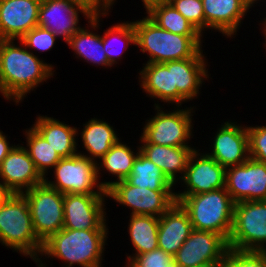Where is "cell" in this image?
Wrapping results in <instances>:
<instances>
[{
    "label": "cell",
    "instance_id": "cell-32",
    "mask_svg": "<svg viewBox=\"0 0 266 267\" xmlns=\"http://www.w3.org/2000/svg\"><path fill=\"white\" fill-rule=\"evenodd\" d=\"M144 14H147L159 27L171 33L179 35H201L168 1L150 5Z\"/></svg>",
    "mask_w": 266,
    "mask_h": 267
},
{
    "label": "cell",
    "instance_id": "cell-22",
    "mask_svg": "<svg viewBox=\"0 0 266 267\" xmlns=\"http://www.w3.org/2000/svg\"><path fill=\"white\" fill-rule=\"evenodd\" d=\"M105 17H92L85 27H82L78 32H76L66 44L69 46V49L74 52L73 56L75 58L81 59L87 64L93 66L104 67L103 69L107 70L114 68L108 61L107 55L104 51L102 34L98 32V29H101L103 19ZM101 24V25H100ZM97 31V32H96ZM100 33V34H98Z\"/></svg>",
    "mask_w": 266,
    "mask_h": 267
},
{
    "label": "cell",
    "instance_id": "cell-10",
    "mask_svg": "<svg viewBox=\"0 0 266 267\" xmlns=\"http://www.w3.org/2000/svg\"><path fill=\"white\" fill-rule=\"evenodd\" d=\"M176 190H151L136 187L126 179L115 182L106 189L107 201L130 209V215L162 216L175 202Z\"/></svg>",
    "mask_w": 266,
    "mask_h": 267
},
{
    "label": "cell",
    "instance_id": "cell-20",
    "mask_svg": "<svg viewBox=\"0 0 266 267\" xmlns=\"http://www.w3.org/2000/svg\"><path fill=\"white\" fill-rule=\"evenodd\" d=\"M42 0H0V39L20 40L38 26Z\"/></svg>",
    "mask_w": 266,
    "mask_h": 267
},
{
    "label": "cell",
    "instance_id": "cell-24",
    "mask_svg": "<svg viewBox=\"0 0 266 267\" xmlns=\"http://www.w3.org/2000/svg\"><path fill=\"white\" fill-rule=\"evenodd\" d=\"M193 230L187 211L175 202L159 217L158 248L174 256Z\"/></svg>",
    "mask_w": 266,
    "mask_h": 267
},
{
    "label": "cell",
    "instance_id": "cell-40",
    "mask_svg": "<svg viewBox=\"0 0 266 267\" xmlns=\"http://www.w3.org/2000/svg\"><path fill=\"white\" fill-rule=\"evenodd\" d=\"M12 192L0 181V207L10 197Z\"/></svg>",
    "mask_w": 266,
    "mask_h": 267
},
{
    "label": "cell",
    "instance_id": "cell-15",
    "mask_svg": "<svg viewBox=\"0 0 266 267\" xmlns=\"http://www.w3.org/2000/svg\"><path fill=\"white\" fill-rule=\"evenodd\" d=\"M225 188L235 203L266 200V164L249 157L226 168Z\"/></svg>",
    "mask_w": 266,
    "mask_h": 267
},
{
    "label": "cell",
    "instance_id": "cell-33",
    "mask_svg": "<svg viewBox=\"0 0 266 267\" xmlns=\"http://www.w3.org/2000/svg\"><path fill=\"white\" fill-rule=\"evenodd\" d=\"M217 267H266V252L229 248L226 256Z\"/></svg>",
    "mask_w": 266,
    "mask_h": 267
},
{
    "label": "cell",
    "instance_id": "cell-23",
    "mask_svg": "<svg viewBox=\"0 0 266 267\" xmlns=\"http://www.w3.org/2000/svg\"><path fill=\"white\" fill-rule=\"evenodd\" d=\"M82 127L81 131L77 127V137H81V140H79L80 137L77 138V142L82 143L81 146L85 151L79 150L78 143V154L95 162L100 160L111 149V146L121 139L117 129H114V126L104 118L94 116L88 119Z\"/></svg>",
    "mask_w": 266,
    "mask_h": 267
},
{
    "label": "cell",
    "instance_id": "cell-5",
    "mask_svg": "<svg viewBox=\"0 0 266 267\" xmlns=\"http://www.w3.org/2000/svg\"><path fill=\"white\" fill-rule=\"evenodd\" d=\"M175 199L187 211L194 230L214 232L229 240L235 202L225 187L194 195H175Z\"/></svg>",
    "mask_w": 266,
    "mask_h": 267
},
{
    "label": "cell",
    "instance_id": "cell-27",
    "mask_svg": "<svg viewBox=\"0 0 266 267\" xmlns=\"http://www.w3.org/2000/svg\"><path fill=\"white\" fill-rule=\"evenodd\" d=\"M122 139L112 145L111 149L96 162L98 180L105 189L117 181L125 180L131 174L134 161L140 152L139 145H136V150L134 145L128 146L129 143L122 142ZM107 173L109 176L111 175L109 178L111 181L103 179V175H107Z\"/></svg>",
    "mask_w": 266,
    "mask_h": 267
},
{
    "label": "cell",
    "instance_id": "cell-3",
    "mask_svg": "<svg viewBox=\"0 0 266 267\" xmlns=\"http://www.w3.org/2000/svg\"><path fill=\"white\" fill-rule=\"evenodd\" d=\"M134 20L132 21L136 32V46L137 49L140 48V52L147 55L148 60L145 63H164L192 57H207L202 49L205 40L202 35L171 33L159 27L147 15Z\"/></svg>",
    "mask_w": 266,
    "mask_h": 267
},
{
    "label": "cell",
    "instance_id": "cell-11",
    "mask_svg": "<svg viewBox=\"0 0 266 267\" xmlns=\"http://www.w3.org/2000/svg\"><path fill=\"white\" fill-rule=\"evenodd\" d=\"M106 200L107 194H64L63 228L109 230Z\"/></svg>",
    "mask_w": 266,
    "mask_h": 267
},
{
    "label": "cell",
    "instance_id": "cell-29",
    "mask_svg": "<svg viewBox=\"0 0 266 267\" xmlns=\"http://www.w3.org/2000/svg\"><path fill=\"white\" fill-rule=\"evenodd\" d=\"M103 31V49L107 55L109 63L113 67H117V64L121 63V58L126 53V50L128 52L129 46L131 45L132 47L133 45L136 47V32L133 26V21L124 20L122 22L120 20L119 23L112 24ZM117 45H120L121 47Z\"/></svg>",
    "mask_w": 266,
    "mask_h": 267
},
{
    "label": "cell",
    "instance_id": "cell-18",
    "mask_svg": "<svg viewBox=\"0 0 266 267\" xmlns=\"http://www.w3.org/2000/svg\"><path fill=\"white\" fill-rule=\"evenodd\" d=\"M205 31L219 32L222 37L233 39L244 24L250 8L242 0H202Z\"/></svg>",
    "mask_w": 266,
    "mask_h": 267
},
{
    "label": "cell",
    "instance_id": "cell-16",
    "mask_svg": "<svg viewBox=\"0 0 266 267\" xmlns=\"http://www.w3.org/2000/svg\"><path fill=\"white\" fill-rule=\"evenodd\" d=\"M81 17L88 22L92 17L71 0H42L39 7L38 27L50 30L56 38L67 44L78 32Z\"/></svg>",
    "mask_w": 266,
    "mask_h": 267
},
{
    "label": "cell",
    "instance_id": "cell-14",
    "mask_svg": "<svg viewBox=\"0 0 266 267\" xmlns=\"http://www.w3.org/2000/svg\"><path fill=\"white\" fill-rule=\"evenodd\" d=\"M200 150L197 147L191 153L184 177L178 182L183 189L175 195H194L225 187L226 168Z\"/></svg>",
    "mask_w": 266,
    "mask_h": 267
},
{
    "label": "cell",
    "instance_id": "cell-26",
    "mask_svg": "<svg viewBox=\"0 0 266 267\" xmlns=\"http://www.w3.org/2000/svg\"><path fill=\"white\" fill-rule=\"evenodd\" d=\"M31 126L45 138L61 158H69L78 154L76 126L40 113L36 115Z\"/></svg>",
    "mask_w": 266,
    "mask_h": 267
},
{
    "label": "cell",
    "instance_id": "cell-25",
    "mask_svg": "<svg viewBox=\"0 0 266 267\" xmlns=\"http://www.w3.org/2000/svg\"><path fill=\"white\" fill-rule=\"evenodd\" d=\"M140 152L159 167L166 177L177 187L184 177L191 153L196 146H165L140 144Z\"/></svg>",
    "mask_w": 266,
    "mask_h": 267
},
{
    "label": "cell",
    "instance_id": "cell-12",
    "mask_svg": "<svg viewBox=\"0 0 266 267\" xmlns=\"http://www.w3.org/2000/svg\"><path fill=\"white\" fill-rule=\"evenodd\" d=\"M228 249L222 235L193 229L173 257L178 267H217Z\"/></svg>",
    "mask_w": 266,
    "mask_h": 267
},
{
    "label": "cell",
    "instance_id": "cell-13",
    "mask_svg": "<svg viewBox=\"0 0 266 267\" xmlns=\"http://www.w3.org/2000/svg\"><path fill=\"white\" fill-rule=\"evenodd\" d=\"M227 120L218 124L217 131L210 137L211 145L205 151L225 168L241 165L249 158L247 125Z\"/></svg>",
    "mask_w": 266,
    "mask_h": 267
},
{
    "label": "cell",
    "instance_id": "cell-4",
    "mask_svg": "<svg viewBox=\"0 0 266 267\" xmlns=\"http://www.w3.org/2000/svg\"><path fill=\"white\" fill-rule=\"evenodd\" d=\"M0 243L34 262L40 256L43 243L34 232L29 204L23 194L12 193L0 207Z\"/></svg>",
    "mask_w": 266,
    "mask_h": 267
},
{
    "label": "cell",
    "instance_id": "cell-34",
    "mask_svg": "<svg viewBox=\"0 0 266 267\" xmlns=\"http://www.w3.org/2000/svg\"><path fill=\"white\" fill-rule=\"evenodd\" d=\"M173 7L181 13L204 37L205 16L202 0H168Z\"/></svg>",
    "mask_w": 266,
    "mask_h": 267
},
{
    "label": "cell",
    "instance_id": "cell-28",
    "mask_svg": "<svg viewBox=\"0 0 266 267\" xmlns=\"http://www.w3.org/2000/svg\"><path fill=\"white\" fill-rule=\"evenodd\" d=\"M128 217V240L131 241L134 253L130 255L126 253L125 264L139 254L158 248L159 217L153 215H129Z\"/></svg>",
    "mask_w": 266,
    "mask_h": 267
},
{
    "label": "cell",
    "instance_id": "cell-36",
    "mask_svg": "<svg viewBox=\"0 0 266 267\" xmlns=\"http://www.w3.org/2000/svg\"><path fill=\"white\" fill-rule=\"evenodd\" d=\"M127 265L129 267H178L174 257L160 248L135 256Z\"/></svg>",
    "mask_w": 266,
    "mask_h": 267
},
{
    "label": "cell",
    "instance_id": "cell-35",
    "mask_svg": "<svg viewBox=\"0 0 266 267\" xmlns=\"http://www.w3.org/2000/svg\"><path fill=\"white\" fill-rule=\"evenodd\" d=\"M20 40L28 50L32 51L36 56H40L41 53L51 51L54 48L57 38L50 30L37 26L26 33Z\"/></svg>",
    "mask_w": 266,
    "mask_h": 267
},
{
    "label": "cell",
    "instance_id": "cell-43",
    "mask_svg": "<svg viewBox=\"0 0 266 267\" xmlns=\"http://www.w3.org/2000/svg\"><path fill=\"white\" fill-rule=\"evenodd\" d=\"M164 1H168V0H141L142 2V7L145 8V10L152 4L154 3H158V2H164Z\"/></svg>",
    "mask_w": 266,
    "mask_h": 267
},
{
    "label": "cell",
    "instance_id": "cell-21",
    "mask_svg": "<svg viewBox=\"0 0 266 267\" xmlns=\"http://www.w3.org/2000/svg\"><path fill=\"white\" fill-rule=\"evenodd\" d=\"M142 65V69L140 67L138 72V84L142 92L154 100L153 106H162V102L167 104V107L170 104L173 105L172 108L177 106V88H173L172 61Z\"/></svg>",
    "mask_w": 266,
    "mask_h": 267
},
{
    "label": "cell",
    "instance_id": "cell-41",
    "mask_svg": "<svg viewBox=\"0 0 266 267\" xmlns=\"http://www.w3.org/2000/svg\"><path fill=\"white\" fill-rule=\"evenodd\" d=\"M263 13H266V11ZM261 17L262 18L260 19V21L258 22L257 25L260 26L259 31H261V33H262L261 36L264 37V40H265V41H263L264 43H263L262 48L265 47V49H266V17H263V16H261Z\"/></svg>",
    "mask_w": 266,
    "mask_h": 267
},
{
    "label": "cell",
    "instance_id": "cell-31",
    "mask_svg": "<svg viewBox=\"0 0 266 267\" xmlns=\"http://www.w3.org/2000/svg\"><path fill=\"white\" fill-rule=\"evenodd\" d=\"M126 180L133 186L151 190H175L176 186L166 177L162 170L139 152L132 166L131 174Z\"/></svg>",
    "mask_w": 266,
    "mask_h": 267
},
{
    "label": "cell",
    "instance_id": "cell-19",
    "mask_svg": "<svg viewBox=\"0 0 266 267\" xmlns=\"http://www.w3.org/2000/svg\"><path fill=\"white\" fill-rule=\"evenodd\" d=\"M207 57L172 61L173 88H177V106L199 98L205 81H212Z\"/></svg>",
    "mask_w": 266,
    "mask_h": 267
},
{
    "label": "cell",
    "instance_id": "cell-17",
    "mask_svg": "<svg viewBox=\"0 0 266 267\" xmlns=\"http://www.w3.org/2000/svg\"><path fill=\"white\" fill-rule=\"evenodd\" d=\"M0 181L12 192L22 194L44 182L33 160L22 144L18 143L0 165Z\"/></svg>",
    "mask_w": 266,
    "mask_h": 267
},
{
    "label": "cell",
    "instance_id": "cell-9",
    "mask_svg": "<svg viewBox=\"0 0 266 267\" xmlns=\"http://www.w3.org/2000/svg\"><path fill=\"white\" fill-rule=\"evenodd\" d=\"M22 194L29 204L34 232L42 243L63 229L64 194L45 182Z\"/></svg>",
    "mask_w": 266,
    "mask_h": 267
},
{
    "label": "cell",
    "instance_id": "cell-6",
    "mask_svg": "<svg viewBox=\"0 0 266 267\" xmlns=\"http://www.w3.org/2000/svg\"><path fill=\"white\" fill-rule=\"evenodd\" d=\"M192 105L174 106V110H167L165 106H154L156 112L143 123L138 144L193 146L190 142L195 133V120L192 116L198 108Z\"/></svg>",
    "mask_w": 266,
    "mask_h": 267
},
{
    "label": "cell",
    "instance_id": "cell-30",
    "mask_svg": "<svg viewBox=\"0 0 266 267\" xmlns=\"http://www.w3.org/2000/svg\"><path fill=\"white\" fill-rule=\"evenodd\" d=\"M22 131L26 141L22 142V145L33 160L37 171L45 178L48 173H52L51 170L62 158L32 126Z\"/></svg>",
    "mask_w": 266,
    "mask_h": 267
},
{
    "label": "cell",
    "instance_id": "cell-1",
    "mask_svg": "<svg viewBox=\"0 0 266 267\" xmlns=\"http://www.w3.org/2000/svg\"><path fill=\"white\" fill-rule=\"evenodd\" d=\"M39 57L21 40L0 39V95L7 103L20 105L32 91L53 79L55 65Z\"/></svg>",
    "mask_w": 266,
    "mask_h": 267
},
{
    "label": "cell",
    "instance_id": "cell-39",
    "mask_svg": "<svg viewBox=\"0 0 266 267\" xmlns=\"http://www.w3.org/2000/svg\"><path fill=\"white\" fill-rule=\"evenodd\" d=\"M16 144L10 143L8 136L0 131V165Z\"/></svg>",
    "mask_w": 266,
    "mask_h": 267
},
{
    "label": "cell",
    "instance_id": "cell-7",
    "mask_svg": "<svg viewBox=\"0 0 266 267\" xmlns=\"http://www.w3.org/2000/svg\"><path fill=\"white\" fill-rule=\"evenodd\" d=\"M52 171L44 182L62 194H106L98 180L97 163L88 157L77 154L62 158Z\"/></svg>",
    "mask_w": 266,
    "mask_h": 267
},
{
    "label": "cell",
    "instance_id": "cell-38",
    "mask_svg": "<svg viewBox=\"0 0 266 267\" xmlns=\"http://www.w3.org/2000/svg\"><path fill=\"white\" fill-rule=\"evenodd\" d=\"M80 8L84 9L91 17L110 16L113 7L117 3L115 0H71ZM112 8V9H111Z\"/></svg>",
    "mask_w": 266,
    "mask_h": 267
},
{
    "label": "cell",
    "instance_id": "cell-42",
    "mask_svg": "<svg viewBox=\"0 0 266 267\" xmlns=\"http://www.w3.org/2000/svg\"><path fill=\"white\" fill-rule=\"evenodd\" d=\"M251 10H253L252 8L256 7L257 5L260 7V9H262L263 7H261V5L263 6V3H266V0H242ZM261 2H263L262 4H260ZM259 3V4H258ZM256 4V5H255Z\"/></svg>",
    "mask_w": 266,
    "mask_h": 267
},
{
    "label": "cell",
    "instance_id": "cell-37",
    "mask_svg": "<svg viewBox=\"0 0 266 267\" xmlns=\"http://www.w3.org/2000/svg\"><path fill=\"white\" fill-rule=\"evenodd\" d=\"M249 157L266 164V123L247 125Z\"/></svg>",
    "mask_w": 266,
    "mask_h": 267
},
{
    "label": "cell",
    "instance_id": "cell-2",
    "mask_svg": "<svg viewBox=\"0 0 266 267\" xmlns=\"http://www.w3.org/2000/svg\"><path fill=\"white\" fill-rule=\"evenodd\" d=\"M108 236L109 230L63 228L43 243L40 256L34 264L37 267H49V264L53 265L52 260L57 259L63 263L61 267H104Z\"/></svg>",
    "mask_w": 266,
    "mask_h": 267
},
{
    "label": "cell",
    "instance_id": "cell-8",
    "mask_svg": "<svg viewBox=\"0 0 266 267\" xmlns=\"http://www.w3.org/2000/svg\"><path fill=\"white\" fill-rule=\"evenodd\" d=\"M229 248L266 252V200L235 203Z\"/></svg>",
    "mask_w": 266,
    "mask_h": 267
}]
</instances>
